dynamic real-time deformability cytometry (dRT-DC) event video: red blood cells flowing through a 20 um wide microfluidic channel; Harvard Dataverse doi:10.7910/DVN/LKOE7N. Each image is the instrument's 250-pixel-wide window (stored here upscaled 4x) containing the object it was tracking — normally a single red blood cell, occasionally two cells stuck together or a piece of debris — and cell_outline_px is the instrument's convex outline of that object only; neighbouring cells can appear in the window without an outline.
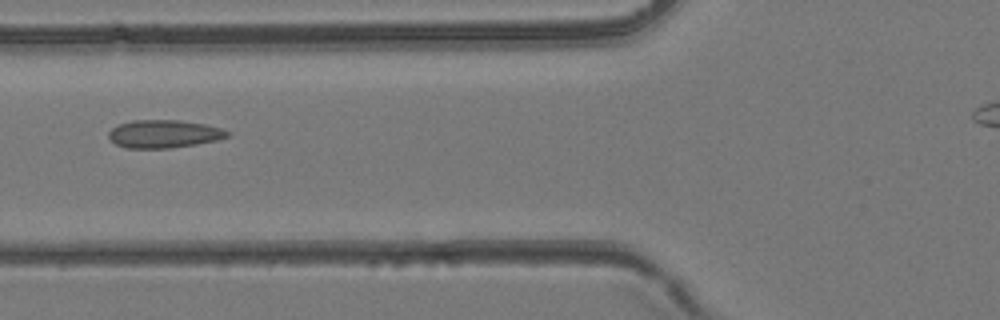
{"species": "common noctule bat (a hibernating species)", "species_latin": "Nyctalus noctula", "temperature_condition": "room temperature", "stored_images_in_passage": 41, "camera_frame_rate_fps": 3000, "um_per_image_px": 0.085, "animal": {"sex": "female", "body_mass_g": 24.6, "forearm_length_mm": 56.2}, "frame": {"image": 1, "passage_image": 18, "time_ms": 5.667, "image_size_px": [1000, 320], "cell_outline_px": [[232, 132], [228, 136], [216, 140], [196, 144], [172, 148], [128, 148], [116, 144], [108, 136], [108, 132], [112, 128], [120, 124], [132, 120], [176, 120], [204, 124], [220, 128]], "centroid_in_image_um": [13.93, 11.38], "position_along_channel_um": 111.9, "area_um2": 19.19}}
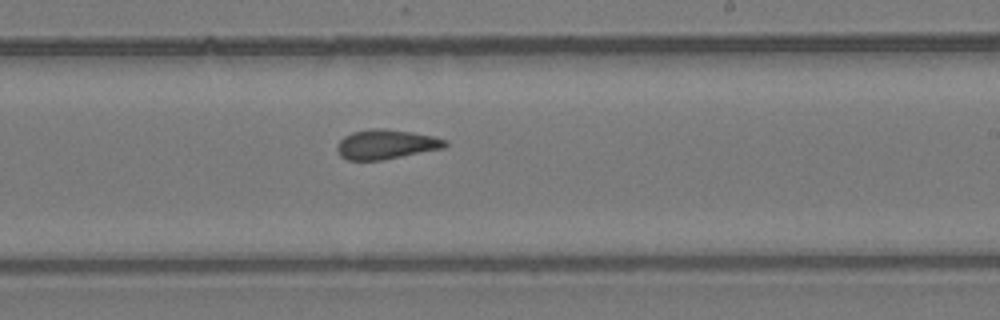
{"frame": {"image": 2, "passage_image": 27, "time_ms": 8.667, "image_size_px": [1000, 320], "cell_outline_px": [[448, 144], [444, 148], [380, 160], [348, 160], [340, 156], [336, 148], [336, 144], [344, 136], [352, 132], [372, 128], [384, 128], [412, 132], [432, 136], [448, 140]], "centroid_in_image_um": [32.8, 12.26], "position_along_channel_um": 256.2, "area_um2": 18.61}}
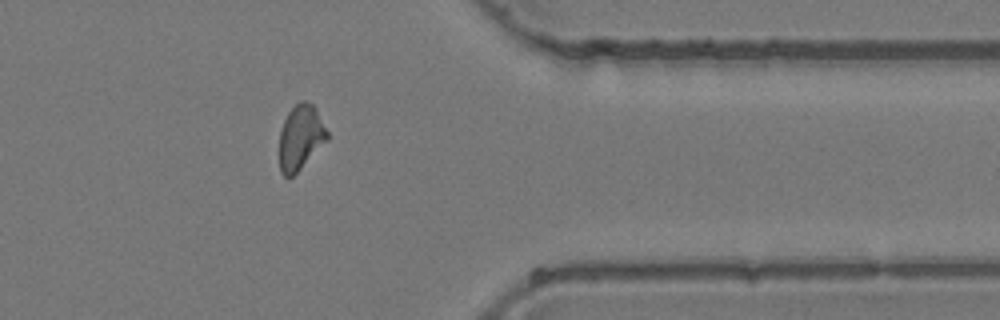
{"frame": {"image": 3, "passage_image": 36, "time_ms": 11.667, "image_size_px": [1000, 320], "cell_outline_px": [[328, 140], [292, 176], [284, 176], [280, 172], [280, 132], [284, 120], [288, 112], [300, 100], [304, 100], [312, 104], [316, 108], [328, 132]], "centroid_in_image_um": [25.56, 11.65], "position_along_channel_um": 385.8, "area_um2": 17.86}}